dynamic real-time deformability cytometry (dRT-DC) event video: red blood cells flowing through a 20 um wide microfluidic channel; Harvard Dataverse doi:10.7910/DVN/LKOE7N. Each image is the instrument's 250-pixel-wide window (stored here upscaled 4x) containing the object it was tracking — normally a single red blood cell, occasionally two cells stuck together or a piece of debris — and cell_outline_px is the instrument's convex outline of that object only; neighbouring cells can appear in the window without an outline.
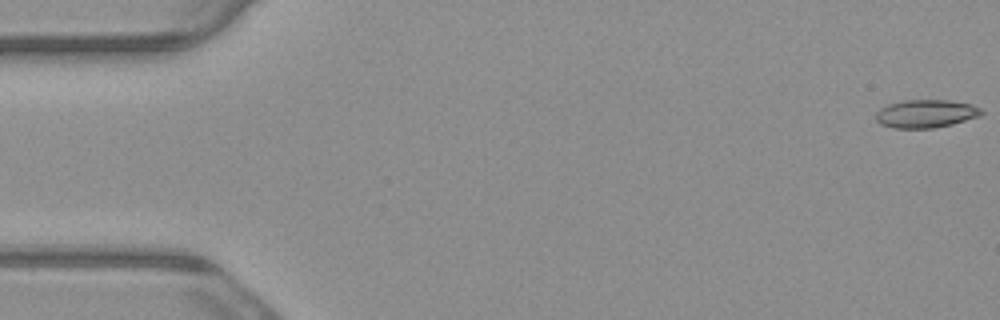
{"species": "common noctule bat (a hibernating species)", "species_latin": "Nyctalus noctula", "temperature_condition": "warm", "stored_images_in_passage": 6, "camera_frame_rate_fps": 3000, "um_per_image_px": 0.085, "animal": {"sex": "male", "body_mass_g": 23.1, "forearm_length_mm": 52.7}, "frame": {"image": 1, "passage_image": 1, "time_ms": 0.0, "image_size_px": [1000, 320], "cell_outline_px": [[984, 112], [980, 116], [952, 124], [932, 128], [892, 128], [880, 124], [876, 120], [876, 112], [880, 108], [888, 104], [904, 100], [948, 100], [972, 104], [980, 108]], "centroid_in_image_um": [78.69, 9.66], "position_along_channel_um": 6.3, "area_um2": 17.34}}
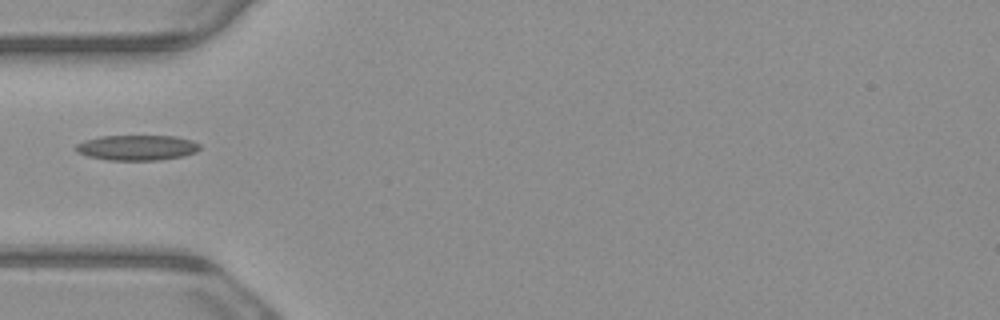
{"frame": {"image": 2, "passage_image": 5, "time_ms": 1.333, "image_size_px": [1000, 320], "cell_outline_px": [[200, 148], [196, 152], [184, 156], [160, 160], [108, 160], [88, 156], [80, 152], [76, 148], [76, 144], [84, 140], [100, 136], [176, 136], [192, 140], [200, 144]], "centroid_in_image_um": [11.69, 12.55], "position_along_channel_um": 73.3, "area_um2": 18.26}}
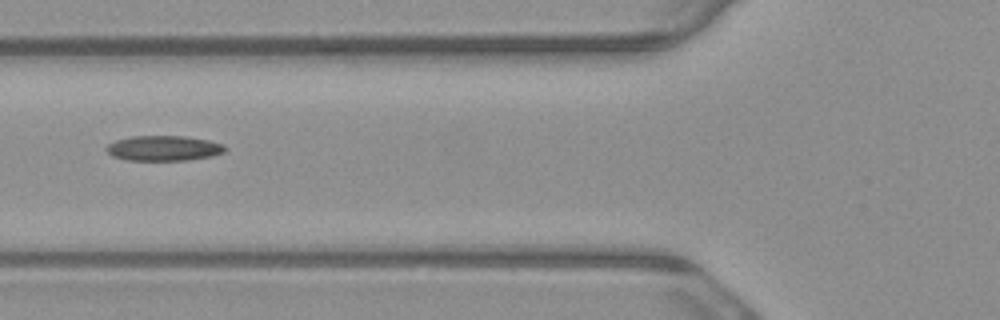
{"frame": {"image": 3, "passage_image": 6, "time_ms": 1.667, "image_size_px": [1000, 320], "cell_outline_px": [[228, 148], [224, 152], [212, 156], [188, 160], [128, 160], [112, 156], [104, 148], [108, 144], [116, 140], [132, 136], [184, 136], [208, 140], [224, 144]], "centroid_in_image_um": [13.93, 12.6], "position_along_channel_um": 111.9, "area_um2": 17.46}}